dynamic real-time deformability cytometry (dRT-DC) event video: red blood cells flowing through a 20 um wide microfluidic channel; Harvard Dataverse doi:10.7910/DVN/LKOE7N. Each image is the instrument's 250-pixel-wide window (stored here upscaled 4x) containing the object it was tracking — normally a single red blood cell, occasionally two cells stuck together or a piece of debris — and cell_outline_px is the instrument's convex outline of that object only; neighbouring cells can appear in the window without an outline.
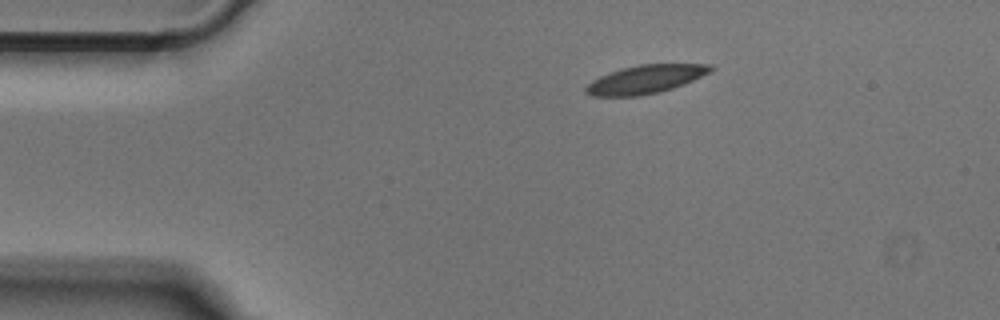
{"species": "Egyptian fruit bat (a non-hibernating species)", "species_latin": "Rousettus aegyptiacus", "temperature_condition": "cold", "stored_images_in_passage": 43, "camera_frame_rate_fps": 3000, "um_per_image_px": 0.085, "animal": {"sex": "male"}, "frame": {"image": 1, "passage_image": 1, "time_ms": 0.0, "image_size_px": [1000, 320], "cell_outline_px": [[716, 68], [684, 84], [660, 92], [640, 96], [592, 96], [584, 92], [584, 88], [592, 80], [600, 76], [620, 68], [640, 64], [712, 64]], "centroid_in_image_um": [54.83, 6.74], "position_along_channel_um": 30.2, "area_um2": 20.63}}
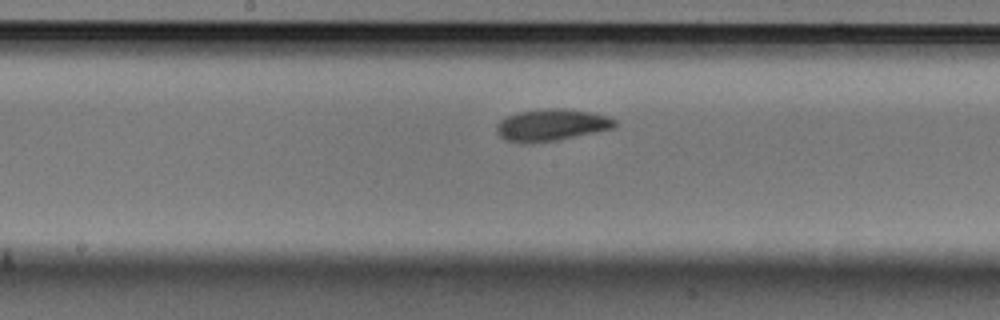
{"frame": {"image": 2, "passage_image": 18, "time_ms": 5.667, "image_size_px": [1000, 320], "cell_outline_px": [[616, 124], [612, 128], [556, 140], [528, 144], [520, 144], [504, 140], [496, 132], [496, 124], [500, 120], [516, 112], [552, 108], [564, 108], [592, 112], [608, 116], [616, 120]], "centroid_in_image_um": [46.81, 10.63], "position_along_channel_um": 201.4, "area_um2": 22.02}}
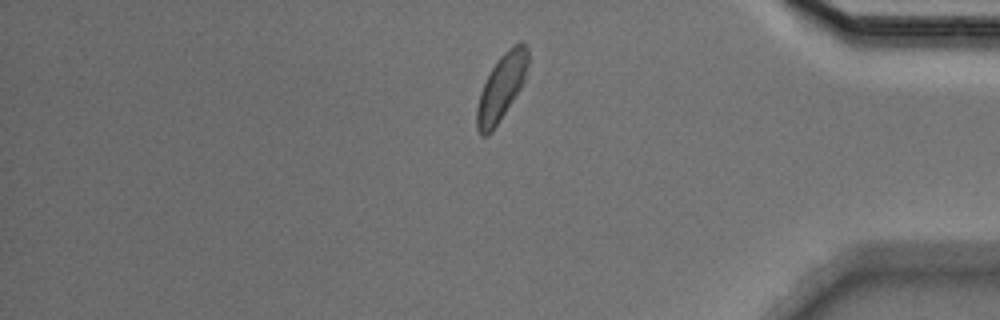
{"frame": {"image": 3, "passage_image": 35, "time_ms": 11.333, "image_size_px": [1000, 320], "cell_outline_px": [[528, 64], [524, 80], [520, 88], [492, 132], [488, 136], [480, 136], [476, 128], [476, 108], [480, 92], [496, 60], [508, 48], [520, 40], [528, 48]], "centroid_in_image_um": [42.6, 7.43], "position_along_channel_um": 392.6, "area_um2": 19.59}}